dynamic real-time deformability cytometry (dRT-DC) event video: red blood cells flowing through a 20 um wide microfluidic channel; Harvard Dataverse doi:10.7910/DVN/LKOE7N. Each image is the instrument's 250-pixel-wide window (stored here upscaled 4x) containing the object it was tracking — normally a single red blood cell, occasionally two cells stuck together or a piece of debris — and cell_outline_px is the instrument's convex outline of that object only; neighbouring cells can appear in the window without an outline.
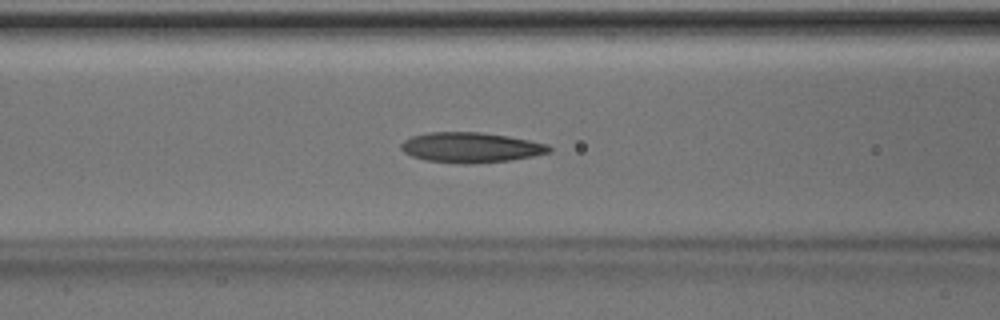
{"species": "Egyptian fruit bat (a non-hibernating species)", "species_latin": "Rousettus aegyptiacus", "temperature_condition": "room temperature", "stored_images_in_passage": 40, "camera_frame_rate_fps": 3000, "um_per_image_px": 0.085, "animal": {"sex": "male"}, "frame": {"image": 1, "passage_image": 10, "time_ms": 3.0, "image_size_px": [1000, 320], "cell_outline_px": [[552, 152], [532, 156], [508, 160], [468, 164], [464, 164], [428, 160], [412, 156], [404, 152], [400, 148], [400, 144], [404, 140], [412, 136], [428, 132], [480, 132], [508, 136], [548, 144], [552, 148]], "centroid_in_image_um": [40.02, 12.53], "position_along_channel_um": 126.6, "area_um2": 25.89}}
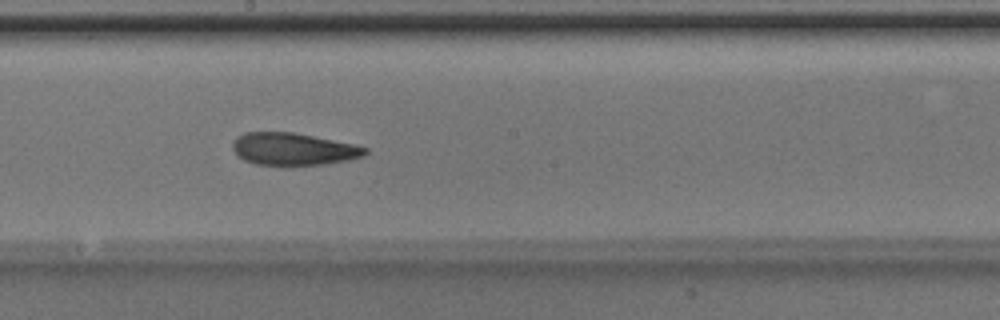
{"frame": {"image": 2, "passage_image": 17, "time_ms": 5.333, "image_size_px": [1000, 320], "cell_outline_px": [[368, 152], [364, 156], [348, 160], [324, 164], [284, 168], [280, 168], [256, 164], [244, 160], [236, 156], [232, 148], [232, 144], [236, 136], [244, 132], [292, 132], [356, 144], [368, 148]], "centroid_in_image_um": [24.9, 12.71], "position_along_channel_um": 223.3, "area_um2": 25.95}}
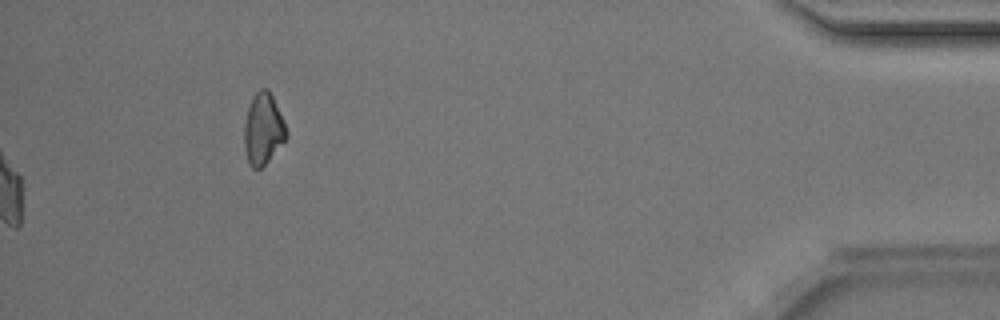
{"frame": {"image": 3, "passage_image": 40, "time_ms": 13.0, "image_size_px": [1000, 320], "cell_outline_px": [[288, 136], [268, 160], [260, 168], [252, 168], [248, 164], [244, 148], [244, 124], [248, 108], [256, 92], [260, 88], [268, 88], [284, 120], [288, 132]], "centroid_in_image_um": [22.36, 10.97], "position_along_channel_um": 412.8, "area_um2": 17.4}, "authors_computed_cell_mechanics": {"area_um2": 25.0852, "velocity_mm_per_s": 4.1513, "shape_relaxation_time_tau1_ms": 4.7211, "shape_relaxation_time_tau2_ms": 4.1175, "deformation_change_tau1": 0.1552, "deformation_change_tau2": 0.1119}}